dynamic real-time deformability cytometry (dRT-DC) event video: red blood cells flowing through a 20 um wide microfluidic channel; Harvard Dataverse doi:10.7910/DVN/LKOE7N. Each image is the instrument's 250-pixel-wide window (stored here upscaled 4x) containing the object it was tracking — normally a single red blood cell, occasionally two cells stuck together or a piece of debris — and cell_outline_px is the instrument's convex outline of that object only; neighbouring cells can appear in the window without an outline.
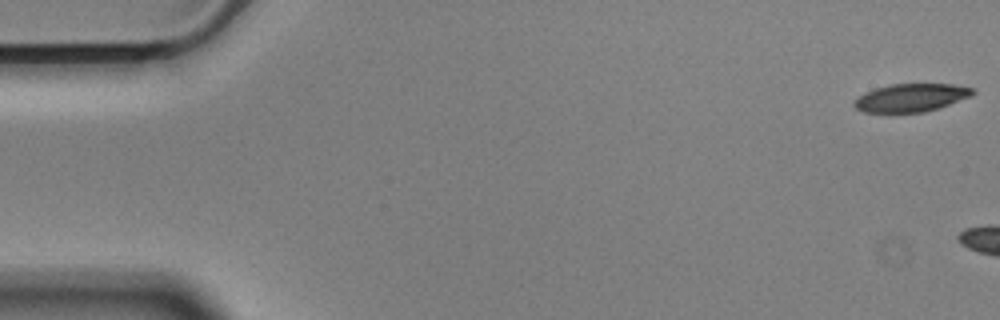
{"species": "Egyptian fruit bat (a non-hibernating species)", "species_latin": "Rousettus aegyptiacus", "temperature_condition": "cold", "stored_images_in_passage": 6, "camera_frame_rate_fps": 3000, "um_per_image_px": 0.085, "animal": {"sex": "male"}, "frame": {"image": 1, "passage_image": 1, "time_ms": 0.0, "image_size_px": [1000, 320], "cell_outline_px": [[976, 92], [972, 96], [940, 108], [924, 112], [864, 112], [856, 108], [852, 104], [852, 100], [864, 92], [876, 88], [892, 84], [952, 84], [976, 88]], "centroid_in_image_um": [77.46, 8.3], "position_along_channel_um": 7.5, "area_um2": 19.59}}